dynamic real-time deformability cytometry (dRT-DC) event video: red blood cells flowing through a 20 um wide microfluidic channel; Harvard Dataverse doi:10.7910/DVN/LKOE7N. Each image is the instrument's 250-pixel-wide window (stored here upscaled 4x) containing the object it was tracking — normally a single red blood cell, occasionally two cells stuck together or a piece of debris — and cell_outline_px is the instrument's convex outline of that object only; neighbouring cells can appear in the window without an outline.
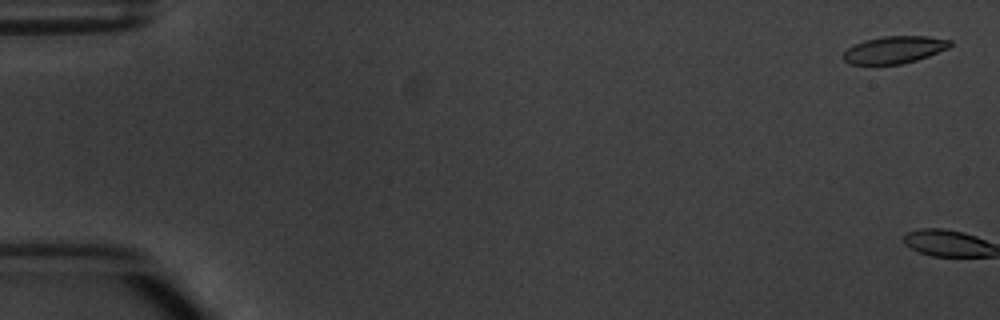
{"species": "common noctule bat (a hibernating species)", "species_latin": "Nyctalus noctula", "temperature_condition": "warm", "stored_images_in_passage": 5, "camera_frame_rate_fps": 3000, "um_per_image_px": 0.085, "animal": {"sex": "male", "body_mass_g": 20.1, "forearm_length_mm": 53.5}, "frame": {"image": 1, "passage_image": 1, "time_ms": 0.0, "image_size_px": [1000, 320], "cell_outline_px": [[952, 44], [948, 48], [928, 56], [916, 60], [900, 64], [848, 64], [844, 60], [844, 52], [848, 48], [864, 40], [884, 36], [928, 36], [952, 40]], "centroid_in_image_um": [76.04, 4.22], "position_along_channel_um": 9.0, "area_um2": 16.82}}